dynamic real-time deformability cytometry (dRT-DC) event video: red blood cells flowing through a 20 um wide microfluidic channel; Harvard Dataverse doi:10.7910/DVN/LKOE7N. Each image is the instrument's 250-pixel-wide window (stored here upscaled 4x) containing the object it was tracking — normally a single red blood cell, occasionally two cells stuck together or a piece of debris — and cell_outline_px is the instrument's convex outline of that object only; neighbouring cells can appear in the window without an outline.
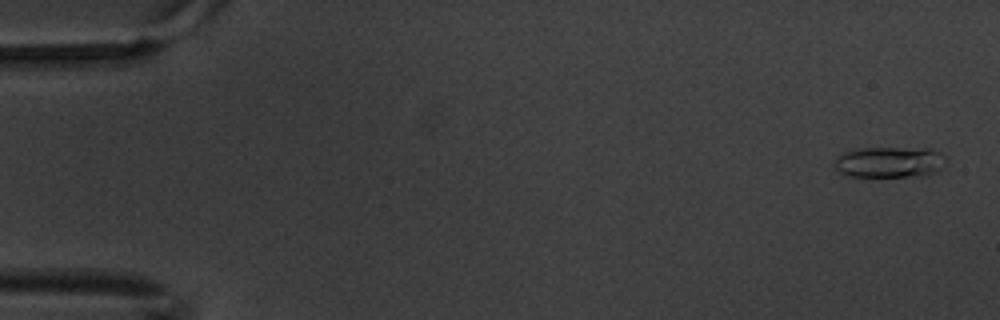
{"species": "common noctule bat (a hibernating species)", "species_latin": "Nyctalus noctula", "temperature_condition": "warm", "stored_images_in_passage": 7, "camera_frame_rate_fps": 3000, "um_per_image_px": 0.085, "animal": {"sex": "male", "body_mass_g": 20.1, "forearm_length_mm": 53.5}, "frame": {"image": 1, "passage_image": 1, "time_ms": 0.0, "image_size_px": [1000, 320], "cell_outline_px": [[948, 160], [936, 172], [928, 176], [848, 176], [840, 172], [832, 164], [832, 160], [836, 156], [844, 152], [860, 148], [932, 148], [940, 152]], "centroid_in_image_um": [75.62, 13.77], "position_along_channel_um": 9.4, "area_um2": 20.46}}
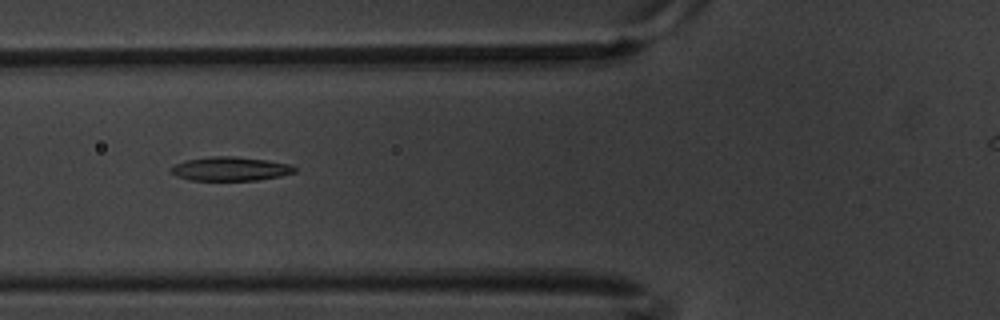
{"frame": {"image": 2, "passage_image": 6, "time_ms": 1.667, "image_size_px": [1000, 320], "cell_outline_px": [[296, 172], [280, 176], [256, 180], [188, 180], [176, 176], [168, 172], [168, 168], [184, 160], [208, 156], [236, 156], [268, 160], [288, 164], [296, 168]], "centroid_in_image_um": [19.51, 14.34], "position_along_channel_um": 106.3, "area_um2": 17.46}}
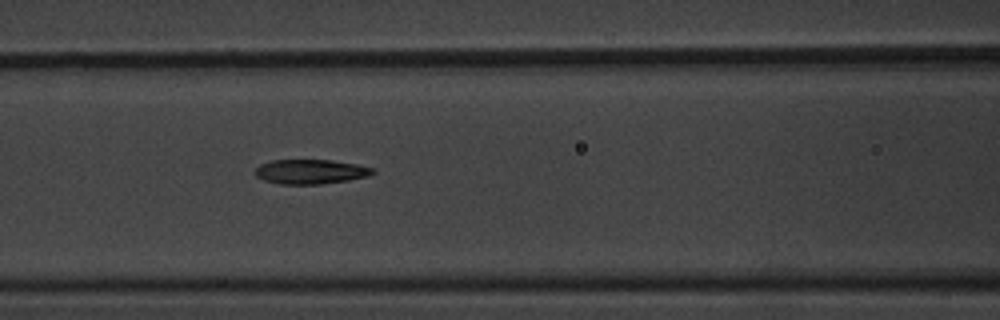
{"frame": {"image": 3, "passage_image": 7, "time_ms": 2.0, "image_size_px": [1000, 320], "cell_outline_px": [[376, 172], [368, 176], [348, 180], [320, 184], [280, 184], [264, 180], [256, 176], [256, 168], [260, 164], [272, 160], [332, 160], [356, 164], [376, 168]], "centroid_in_image_um": [26.43, 14.59], "position_along_channel_um": 140.2, "area_um2": 16.82}}